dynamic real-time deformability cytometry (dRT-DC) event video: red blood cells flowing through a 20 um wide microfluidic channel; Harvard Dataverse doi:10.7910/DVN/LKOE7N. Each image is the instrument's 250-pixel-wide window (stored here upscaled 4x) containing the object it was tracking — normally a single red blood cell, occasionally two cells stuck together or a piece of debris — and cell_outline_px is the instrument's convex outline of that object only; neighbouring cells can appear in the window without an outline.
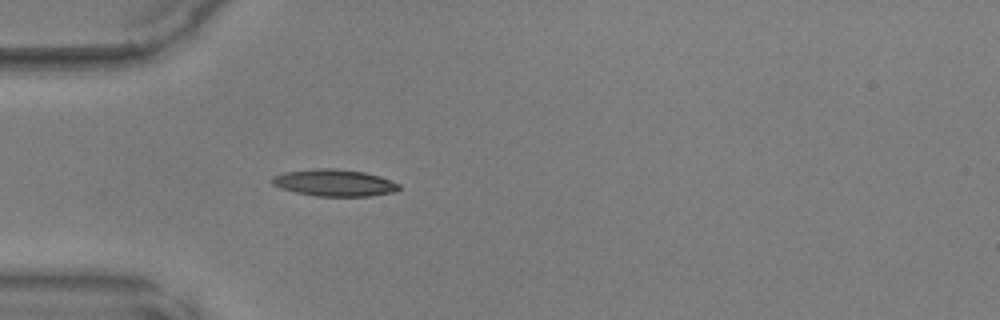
{"species": "common noctule bat (a hibernating species)", "species_latin": "Nyctalus noctula", "temperature_condition": "warm", "stored_images_in_passage": 40, "camera_frame_rate_fps": 3000, "um_per_image_px": 0.085, "animal": {"sex": "male", "body_mass_g": 17.9, "forearm_length_mm": 54.2}, "frame": {"image": 1, "passage_image": 7, "time_ms": 2.0, "image_size_px": [1000, 320], "cell_outline_px": [[400, 188], [396, 192], [368, 196], [316, 196], [296, 192], [280, 188], [272, 184], [272, 176], [284, 172], [312, 168], [332, 168], [364, 172], [380, 176], [400, 184]], "centroid_in_image_um": [28.41, 15.53], "position_along_channel_um": 56.6, "area_um2": 19.94}}
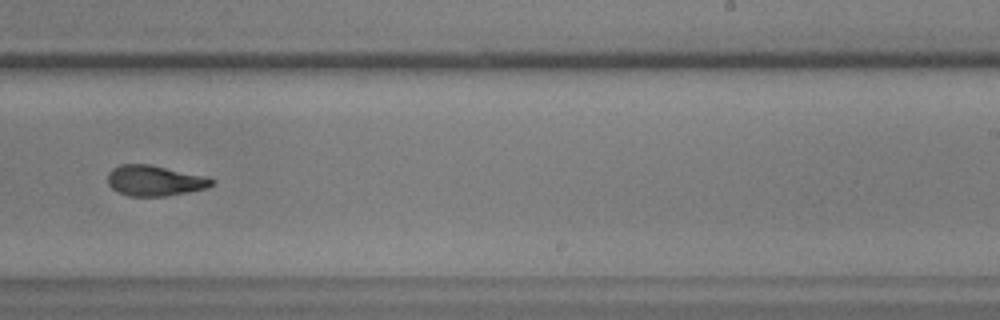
{"frame": {"image": 2, "passage_image": 23, "time_ms": 7.333, "image_size_px": [1000, 320], "cell_outline_px": [[212, 184], [208, 188], [168, 196], [128, 196], [112, 188], [108, 184], [108, 172], [112, 168], [120, 164], [152, 164], [208, 176], [212, 180]], "centroid_in_image_um": [13.16, 15.34], "position_along_channel_um": 275.8, "area_um2": 18.73}}
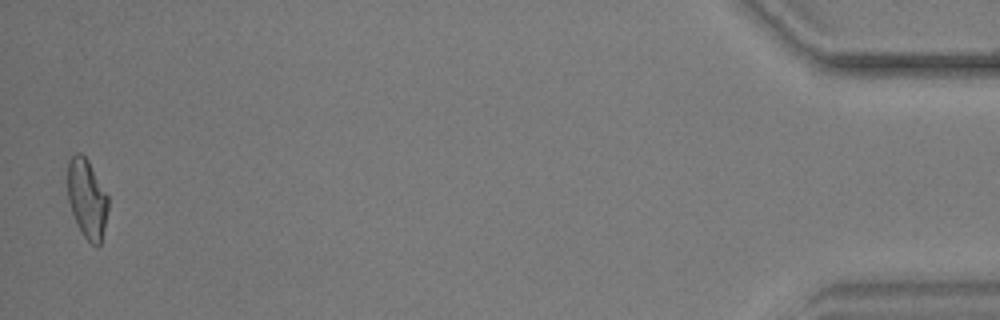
{"frame": {"image": 3, "passage_image": 40, "time_ms": 13.0, "image_size_px": [1000, 320], "cell_outline_px": [[108, 208], [104, 228], [100, 244], [96, 248], [84, 236], [72, 212], [68, 200], [68, 160], [76, 152], [80, 152], [88, 160], [108, 196]], "centroid_in_image_um": [7.4, 16.87], "position_along_channel_um": 427.8, "area_um2": 18.44}}